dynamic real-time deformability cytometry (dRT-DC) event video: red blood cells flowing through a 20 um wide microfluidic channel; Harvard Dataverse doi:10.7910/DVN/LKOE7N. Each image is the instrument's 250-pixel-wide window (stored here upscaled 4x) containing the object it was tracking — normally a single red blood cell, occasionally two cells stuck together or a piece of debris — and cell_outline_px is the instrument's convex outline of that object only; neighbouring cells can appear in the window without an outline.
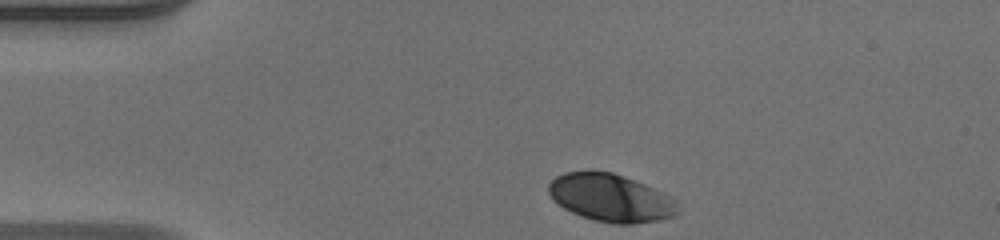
{"species": "human", "species_latin": "Homo sapiens", "temperature_condition": "warm", "stored_images_in_passage": 35, "camera_frame_rate_fps": 3000, "um_per_image_px": 0.085, "donor": {"sex": "male"}, "frame": {"image": 1, "passage_image": 1, "time_ms": 0.0, "image_size_px": [1000, 240], "cell_outline_px": [[680, 212], [676, 216], [656, 220], [632, 224], [612, 224], [580, 216], [564, 208], [552, 200], [548, 192], [548, 184], [556, 176], [564, 172], [612, 172], [624, 176], [644, 184], [676, 200]], "centroid_in_image_um": [51.9, 16.83], "position_along_channel_um": 33.1, "area_um2": 35.72}}
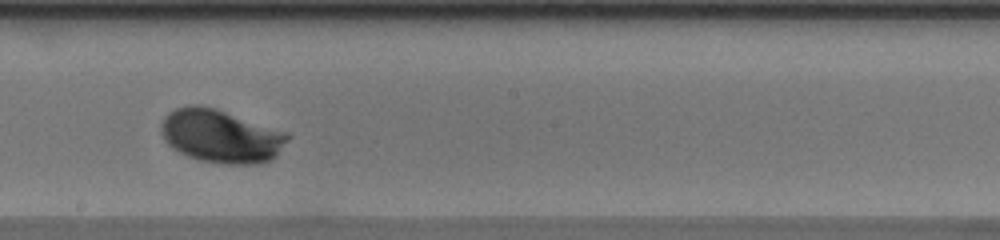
{"frame": {"image": 2, "passage_image": 20, "time_ms": 6.333, "image_size_px": [1000, 240], "cell_outline_px": [[292, 136], [276, 156], [268, 160], [256, 164], [224, 164], [200, 160], [188, 156], [172, 148], [164, 140], [160, 128], [160, 124], [164, 116], [168, 112], [176, 108], [188, 104], [200, 104], [216, 108], [288, 132]], "centroid_in_image_um": [18.77, 11.55], "position_along_channel_um": 229.4, "area_um2": 39.65}}
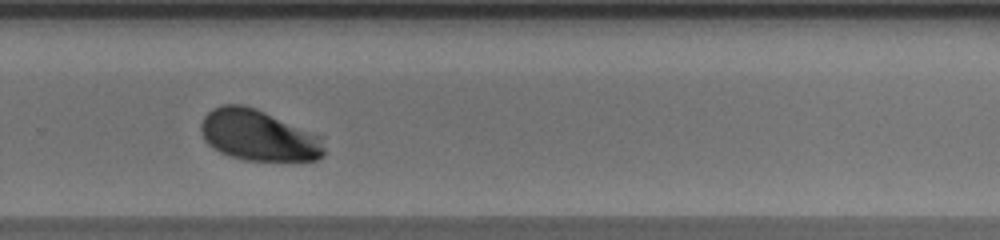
{"frame": {"image": 3, "passage_image": 26, "time_ms": 8.333, "image_size_px": [1000, 240], "cell_outline_px": [[324, 156], [316, 160], [244, 160], [228, 156], [212, 148], [204, 140], [200, 132], [200, 124], [204, 116], [212, 108], [220, 104], [240, 104], [256, 108], [324, 136]], "centroid_in_image_um": [21.97, 11.5], "position_along_channel_um": 307.8, "area_um2": 37.17}, "authors_computed_cell_mechanics": {"area_um2": 36.4718, "velocity_mm_per_s": 3.9199, "shape_relaxation_time_tau1_ms": 2.2201, "shape_relaxation_time_tau2_ms": null, "deformation_change_tau1": 0.1466, "deformation_change_tau2": null}}